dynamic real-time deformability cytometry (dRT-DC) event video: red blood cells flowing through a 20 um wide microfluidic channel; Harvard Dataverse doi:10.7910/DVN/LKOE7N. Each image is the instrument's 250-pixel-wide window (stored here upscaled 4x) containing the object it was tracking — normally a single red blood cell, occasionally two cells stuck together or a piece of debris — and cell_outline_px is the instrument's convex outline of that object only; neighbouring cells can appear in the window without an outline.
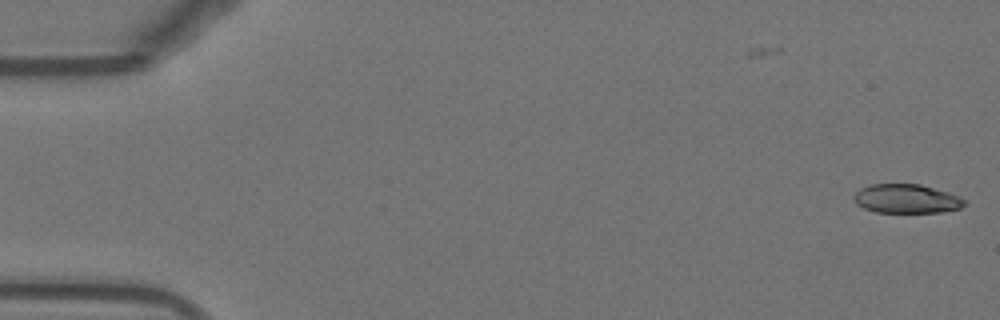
{"species": "Egyptian fruit bat (a non-hibernating species)", "species_latin": "Rousettus aegyptiacus", "temperature_condition": "warm", "stored_images_in_passage": 5, "camera_frame_rate_fps": 3000, "um_per_image_px": 0.085, "animal": {"sex": "female"}, "frame": {"image": 1, "passage_image": 5, "time_ms": 1.333, "image_size_px": [1000, 320], "cell_outline_px": [[964, 204], [960, 208], [940, 212], [876, 212], [864, 208], [856, 204], [852, 196], [860, 188], [872, 184], [920, 184], [948, 192], [960, 196], [964, 200]], "centroid_in_image_um": [77.02, 16.89], "position_along_channel_um": 8.0, "area_um2": 18.61}}